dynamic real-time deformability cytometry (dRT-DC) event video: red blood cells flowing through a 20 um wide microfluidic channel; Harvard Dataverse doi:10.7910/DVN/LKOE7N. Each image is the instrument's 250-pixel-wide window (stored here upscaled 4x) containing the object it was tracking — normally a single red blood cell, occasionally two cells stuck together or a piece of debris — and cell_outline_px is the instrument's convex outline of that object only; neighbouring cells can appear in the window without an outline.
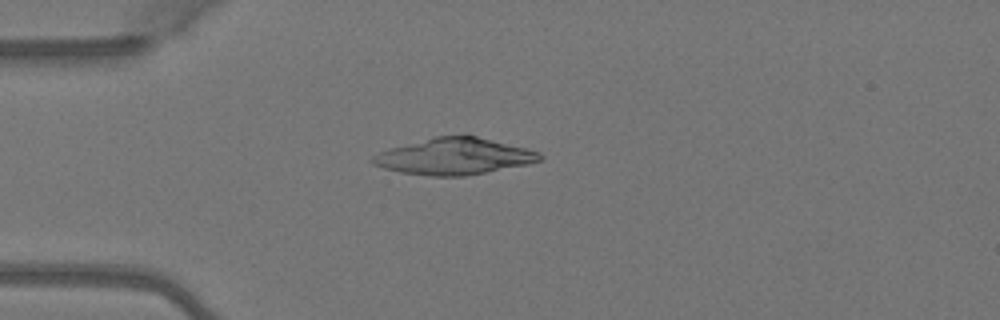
{"species": "Egyptian fruit bat (a non-hibernating species)", "species_latin": "Rousettus aegyptiacus", "temperature_condition": "warm", "stored_images_in_passage": 4, "camera_frame_rate_fps": 3000, "um_per_image_px": 0.085, "animal": {"sex": "female"}, "frame": {"image": 1, "passage_image": 3, "time_ms": 0.667, "image_size_px": [1000, 320], "cell_outline_px": [[544, 156], [540, 160], [528, 164], [464, 176], [432, 176], [400, 172], [384, 168], [372, 164], [368, 160], [372, 156], [388, 148], [436, 136], [476, 136], [540, 152]], "centroid_in_image_um": [38.56, 13.3], "position_along_channel_um": 46.4, "area_um2": 35.14}}